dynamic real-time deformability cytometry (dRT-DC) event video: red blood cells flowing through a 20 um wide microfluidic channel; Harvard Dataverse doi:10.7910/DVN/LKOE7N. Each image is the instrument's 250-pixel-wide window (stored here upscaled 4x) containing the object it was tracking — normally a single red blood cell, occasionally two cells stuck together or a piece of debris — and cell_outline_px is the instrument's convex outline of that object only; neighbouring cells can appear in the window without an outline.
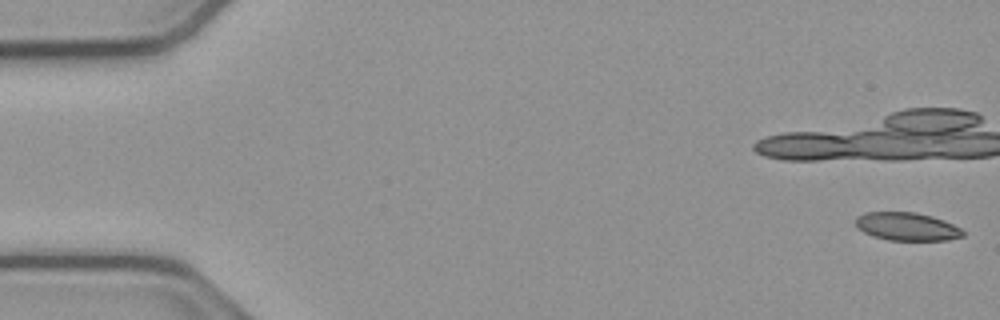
{"species": "common noctule bat (a hibernating species)", "species_latin": "Nyctalus noctula", "temperature_condition": "cold", "stored_images_in_passage": 18, "camera_frame_rate_fps": 3000, "um_per_image_px": 0.085, "animal": {"sex": "male", "body_mass_g": 23.1, "forearm_length_mm": 52.7}, "frame": {"image": 1, "passage_image": 1, "time_ms": 0.0, "image_size_px": [1000, 320], "cell_outline_px": [[964, 236], [948, 240], [888, 240], [872, 236], [856, 228], [856, 216], [864, 212], [916, 212], [932, 216], [944, 220], [960, 228], [964, 232]], "centroid_in_image_um": [77.06, 19.25], "position_along_channel_um": 7.9, "area_um2": 17.69}}